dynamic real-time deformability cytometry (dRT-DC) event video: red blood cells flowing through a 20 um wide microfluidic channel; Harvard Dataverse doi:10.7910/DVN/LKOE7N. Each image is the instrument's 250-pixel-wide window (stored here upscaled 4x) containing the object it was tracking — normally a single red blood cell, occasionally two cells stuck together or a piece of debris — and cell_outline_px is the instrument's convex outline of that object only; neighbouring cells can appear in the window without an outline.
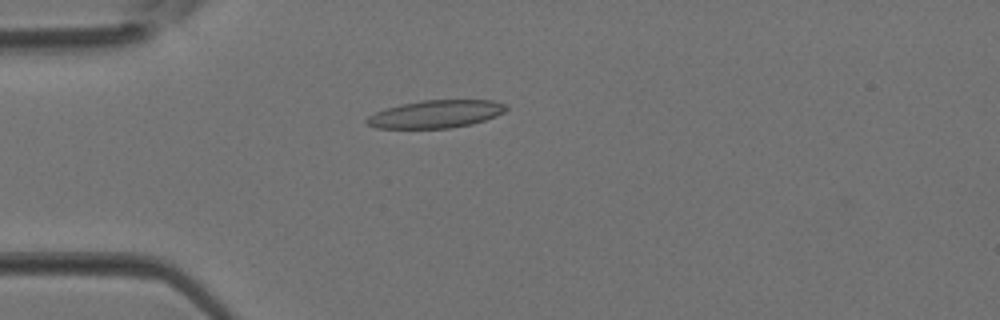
{"species": "Egyptian fruit bat (a non-hibernating species)", "species_latin": "Rousettus aegyptiacus", "temperature_condition": "room temperature", "stored_images_in_passage": 3, "camera_frame_rate_fps": 3000, "um_per_image_px": 0.085, "animal": {"sex": "female"}, "frame": {"image": 1, "passage_image": 3, "time_ms": 0.667, "image_size_px": [1000, 320], "cell_outline_px": [[508, 108], [504, 112], [496, 116], [472, 124], [448, 128], [376, 128], [368, 124], [364, 120], [368, 116], [376, 112], [388, 108], [420, 100], [492, 100], [508, 104]], "centroid_in_image_um": [37.09, 9.69], "position_along_channel_um": 47.9, "area_um2": 22.43}}